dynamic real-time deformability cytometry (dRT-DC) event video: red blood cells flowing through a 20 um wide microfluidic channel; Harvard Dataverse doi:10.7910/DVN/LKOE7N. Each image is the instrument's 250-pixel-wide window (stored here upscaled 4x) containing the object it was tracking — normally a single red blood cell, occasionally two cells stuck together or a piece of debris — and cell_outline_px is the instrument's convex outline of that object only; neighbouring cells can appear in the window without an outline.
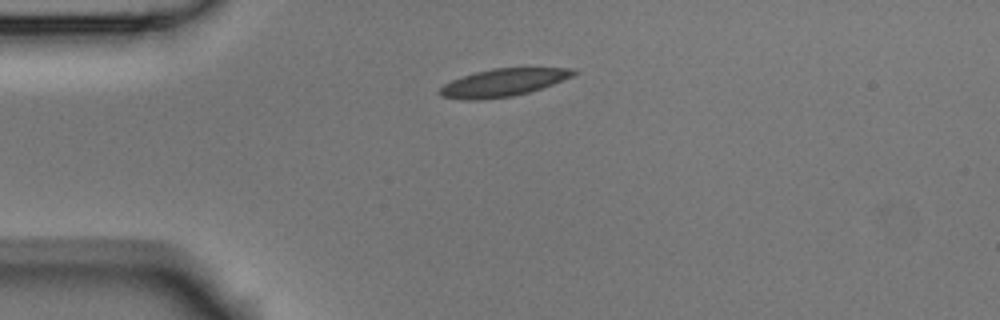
{"species": "Egyptian fruit bat (a non-hibernating species)", "species_latin": "Rousettus aegyptiacus", "temperature_condition": "room temperature", "stored_images_in_passage": 2, "camera_frame_rate_fps": 3000, "um_per_image_px": 0.085, "animal": {"sex": "male"}, "frame": {"image": 1, "passage_image": 1, "time_ms": 0.0, "image_size_px": [1000, 320], "cell_outline_px": [[576, 72], [572, 76], [552, 84], [528, 92], [512, 96], [484, 100], [464, 100], [440, 96], [436, 92], [444, 84], [452, 80], [476, 72], [492, 68], [572, 68]], "centroid_in_image_um": [42.7, 7.03], "position_along_channel_um": 42.3, "area_um2": 21.39}}